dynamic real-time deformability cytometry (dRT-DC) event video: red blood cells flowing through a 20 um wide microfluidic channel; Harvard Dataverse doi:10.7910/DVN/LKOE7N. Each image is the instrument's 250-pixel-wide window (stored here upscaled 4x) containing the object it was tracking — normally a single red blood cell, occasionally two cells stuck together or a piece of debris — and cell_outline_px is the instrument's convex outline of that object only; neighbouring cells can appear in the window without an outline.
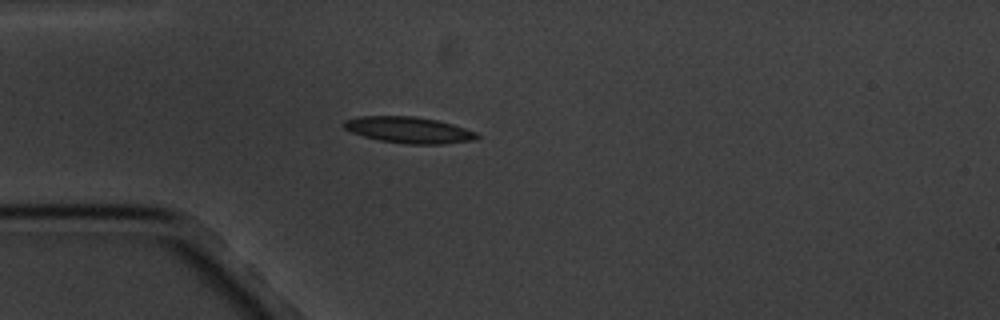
{"species": "common noctule bat (a hibernating species)", "species_latin": "Nyctalus noctula", "temperature_condition": "cold", "stored_images_in_passage": 1, "camera_frame_rate_fps": 3000, "um_per_image_px": 0.085, "animal": {"sex": "male", "body_mass_g": 20.1, "forearm_length_mm": 53.5}, "frame": {"image": 1, "passage_image": 1, "time_ms": 0.0, "image_size_px": [1000, 320], "cell_outline_px": [[480, 136], [476, 140], [444, 144], [408, 144], [380, 140], [364, 136], [352, 132], [344, 128], [344, 120], [360, 116], [416, 116], [436, 120], [452, 124], [476, 132]], "centroid_in_image_um": [34.78, 11.05], "position_along_channel_um": 50.2, "area_um2": 20.29}}